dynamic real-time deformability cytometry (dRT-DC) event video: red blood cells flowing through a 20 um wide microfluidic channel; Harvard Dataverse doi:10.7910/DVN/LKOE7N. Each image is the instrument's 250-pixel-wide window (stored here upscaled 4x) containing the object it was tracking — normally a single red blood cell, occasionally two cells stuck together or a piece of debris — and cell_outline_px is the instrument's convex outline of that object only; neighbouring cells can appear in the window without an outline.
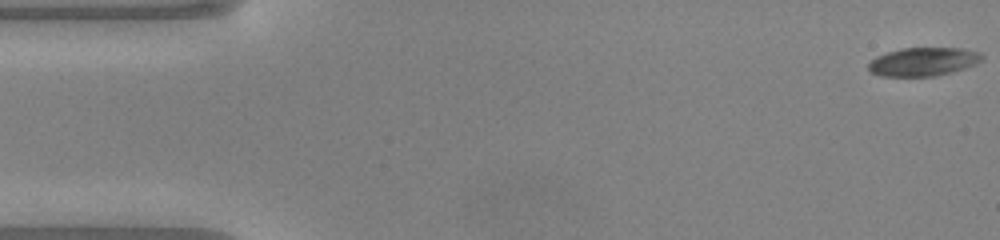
{"species": "common noctule bat (a hibernating species)", "species_latin": "Nyctalus noctula", "temperature_condition": "warm", "stored_images_in_passage": 49, "camera_frame_rate_fps": 3000, "um_per_image_px": 0.085, "animal": {"sex": "male", "body_mass_g": 20.0, "forearm_length_mm": 53.3}, "frame": {"image": 1, "passage_image": 1, "time_ms": 0.0, "image_size_px": [1000, 240], "cell_outline_px": [[984, 56], [976, 64], [952, 72], [936, 76], [880, 76], [872, 72], [868, 68], [868, 64], [876, 56], [888, 52], [904, 48], [960, 48], [980, 52]], "centroid_in_image_um": [78.48, 5.24], "position_along_channel_um": 6.5, "area_um2": 18.73}}
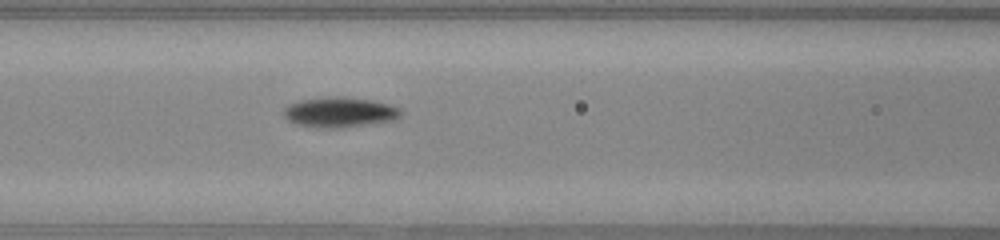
{"frame": {"image": 2, "passage_image": 20, "time_ms": 6.333, "image_size_px": [1000, 240], "cell_outline_px": [[404, 112], [400, 116], [392, 120], [340, 128], [316, 128], [296, 124], [288, 120], [284, 116], [284, 108], [288, 104], [300, 100], [328, 96], [344, 96], [372, 100], [388, 104], [400, 108]], "centroid_in_image_um": [28.85, 9.53], "position_along_channel_um": 137.8, "area_um2": 20.75}}
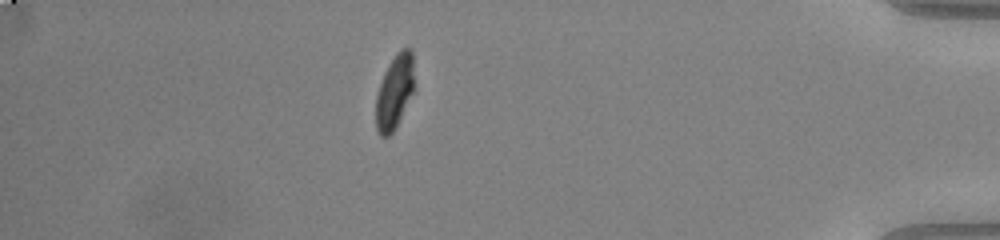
{"frame": {"image": 3, "passage_image": 43, "time_ms": 14.0, "image_size_px": [1000, 240], "cell_outline_px": [[416, 88], [392, 132], [388, 136], [380, 136], [376, 128], [376, 96], [384, 72], [388, 64], [396, 52], [400, 48], [408, 48], [412, 52]], "centroid_in_image_um": [33.57, 7.75], "position_along_channel_um": 401.6, "area_um2": 16.76}, "authors_computed_cell_mechanics": {"area_um2": 19.1896, "velocity_mm_per_s": 4.0916, "shape_relaxation_time_tau1_ms": 2.185, "shape_relaxation_time_tau2_ms": 2.0525, "deformation_change_tau1": 0.1555, "deformation_change_tau2": 0.0639}}